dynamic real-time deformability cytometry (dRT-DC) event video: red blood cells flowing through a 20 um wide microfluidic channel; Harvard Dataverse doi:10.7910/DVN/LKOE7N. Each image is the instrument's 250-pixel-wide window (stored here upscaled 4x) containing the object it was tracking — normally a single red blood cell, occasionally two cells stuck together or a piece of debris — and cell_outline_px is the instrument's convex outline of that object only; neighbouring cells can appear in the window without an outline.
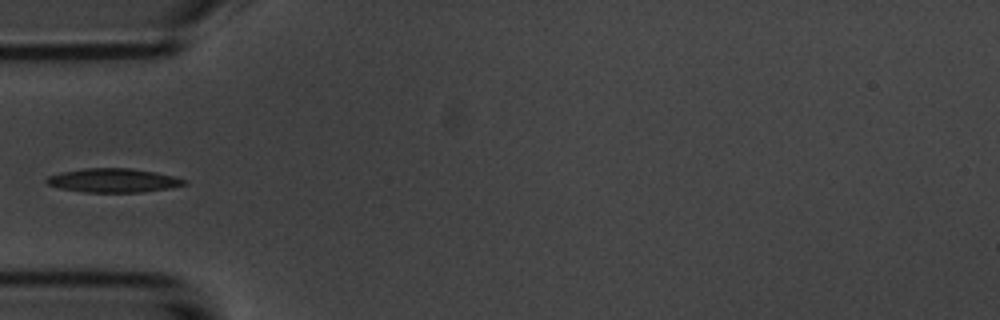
{"species": "common noctule bat (a hibernating species)", "species_latin": "Nyctalus noctula", "temperature_condition": "room temperature", "stored_images_in_passage": 2, "camera_frame_rate_fps": 3000, "um_per_image_px": 0.085, "animal": {"sex": "male", "body_mass_g": 20.1, "forearm_length_mm": 53.5}, "frame": {"image": 1, "passage_image": 1, "time_ms": 0.0, "image_size_px": [1000, 320], "cell_outline_px": [[188, 184], [168, 188], [144, 192], [84, 192], [60, 188], [48, 184], [44, 180], [48, 176], [60, 172], [84, 168], [132, 168], [156, 172], [188, 180]], "centroid_in_image_um": [9.64, 15.33], "position_along_channel_um": 75.4, "area_um2": 19.25}}